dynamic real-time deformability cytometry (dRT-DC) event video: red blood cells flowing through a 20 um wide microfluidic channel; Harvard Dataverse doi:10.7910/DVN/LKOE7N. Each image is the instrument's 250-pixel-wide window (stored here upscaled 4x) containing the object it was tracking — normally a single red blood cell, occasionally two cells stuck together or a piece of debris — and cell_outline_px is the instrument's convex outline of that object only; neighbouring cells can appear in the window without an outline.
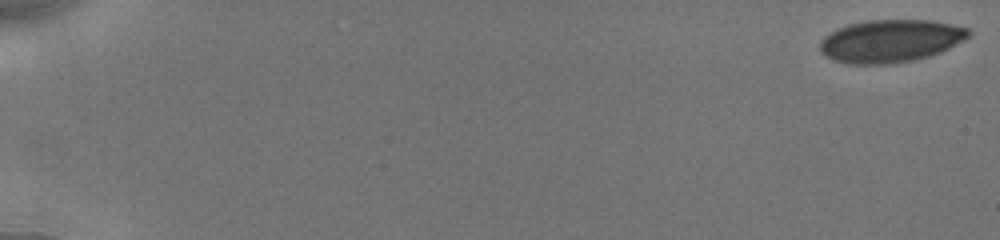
{"species": "human", "species_latin": "Homo sapiens", "temperature_condition": "cold", "stored_images_in_passage": 40, "camera_frame_rate_fps": 3000, "um_per_image_px": 0.085, "donor": {"sex": "male"}, "frame": {"image": 1, "passage_image": 1, "time_ms": 0.0, "image_size_px": [1000, 240], "cell_outline_px": [[972, 32], [964, 40], [940, 52], [928, 56], [912, 60], [888, 64], [848, 64], [832, 60], [824, 56], [820, 52], [820, 40], [824, 36], [836, 28], [848, 24], [868, 20], [928, 20], [968, 28]], "centroid_in_image_um": [75.63, 3.48], "position_along_channel_um": 9.4, "area_um2": 36.99}}
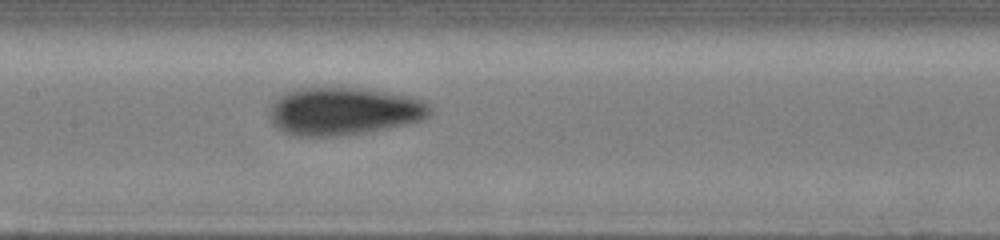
{"frame": {"image": 2, "passage_image": 17, "time_ms": 9.333, "image_size_px": [1000, 240], "cell_outline_px": [[432, 112], [424, 120], [408, 124], [348, 136], [292, 136], [284, 132], [268, 116], [268, 112], [272, 104], [280, 96], [296, 88], [356, 88], [388, 92], [408, 96], [424, 100], [432, 104]], "centroid_in_image_um": [29.27, 9.47], "position_along_channel_um": 178.1, "area_um2": 44.97}}
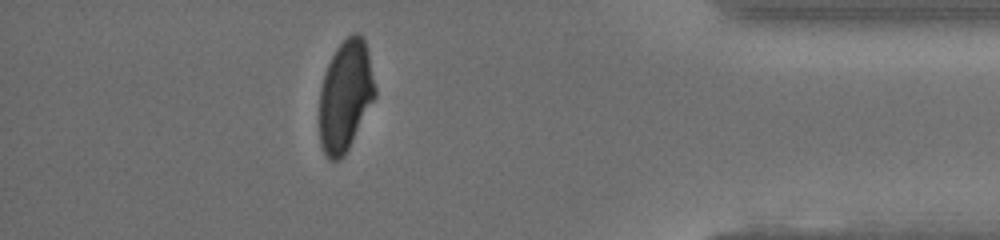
{"frame": {"image": 3, "passage_image": 34, "time_ms": 16.0, "image_size_px": [1000, 240], "cell_outline_px": [[376, 96], [344, 156], [340, 160], [328, 160], [320, 144], [320, 88], [328, 64], [336, 48], [352, 32], [356, 32], [364, 40], [368, 52], [376, 88]], "centroid_in_image_um": [29.36, 8.16], "position_along_channel_um": 405.8, "area_um2": 35.72}, "authors_computed_cell_mechanics": {"area_um2": 38.8416, "velocity_mm_per_s": 3.8901, "shape_relaxation_time_tau1_ms": 5.2339, "shape_relaxation_time_tau2_ms": 0.556, "deformation_change_tau1": 0.128, "deformation_change_tau2": 0.042}}